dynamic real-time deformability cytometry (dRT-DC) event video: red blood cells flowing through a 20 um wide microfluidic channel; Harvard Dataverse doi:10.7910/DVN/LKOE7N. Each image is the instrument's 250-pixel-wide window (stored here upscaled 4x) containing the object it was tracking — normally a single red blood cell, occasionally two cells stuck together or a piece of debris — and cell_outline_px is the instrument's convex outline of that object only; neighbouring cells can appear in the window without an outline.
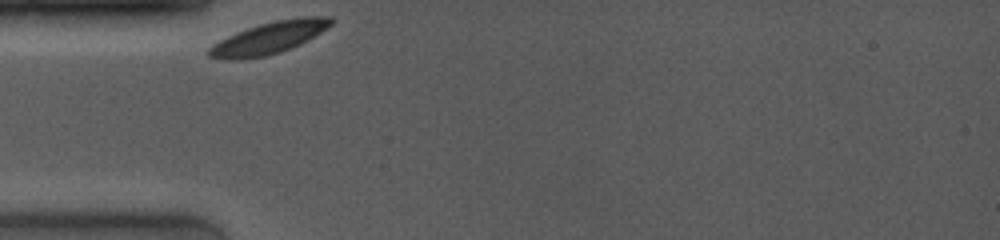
{"species": "common noctule bat (a hibernating species)", "species_latin": "Nyctalus noctula", "temperature_condition": "room temperature", "stored_images_in_passage": 26, "camera_frame_rate_fps": 4000, "um_per_image_px": 0.085, "animal": {"sex": "female", "body_mass_g": 19.0, "forearm_length_mm": 53.3}, "frame": {"image": 1, "passage_image": 1, "time_ms": 0.0, "image_size_px": [1000, 240], "cell_outline_px": [[336, 20], [332, 24], [320, 32], [300, 44], [280, 52], [264, 56], [240, 60], [224, 60], [208, 56], [208, 48], [212, 44], [236, 32], [260, 24], [276, 20], [304, 16], [332, 16]], "centroid_in_image_um": [22.86, 3.22], "position_along_channel_um": 62.1, "area_um2": 22.72}}
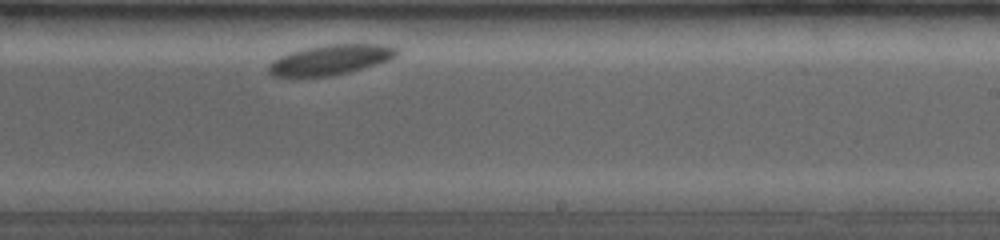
{"frame": {"image": 2, "passage_image": 17, "time_ms": 5.75, "image_size_px": [1000, 240], "cell_outline_px": [[400, 52], [392, 60], [348, 72], [332, 76], [272, 76], [268, 72], [268, 64], [272, 60], [280, 56], [304, 48], [328, 44], [380, 44], [400, 48]], "centroid_in_image_um": [28.14, 5.07], "position_along_channel_um": 260.9, "area_um2": 22.54}}
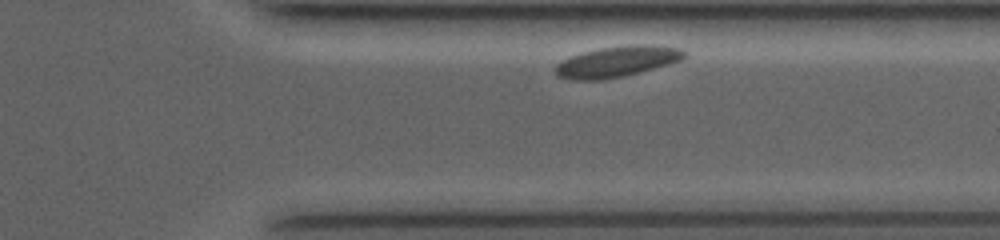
{"frame": {"image": 3, "passage_image": 24, "time_ms": 8.5, "image_size_px": [1000, 240], "cell_outline_px": [[688, 56], [680, 60], [668, 64], [624, 76], [604, 80], [568, 80], [556, 76], [556, 64], [572, 56], [584, 52], [600, 48], [636, 44], [644, 44], [680, 48], [688, 52]], "centroid_in_image_um": [52.46, 5.24], "position_along_channel_um": 358.9, "area_um2": 23.06}}